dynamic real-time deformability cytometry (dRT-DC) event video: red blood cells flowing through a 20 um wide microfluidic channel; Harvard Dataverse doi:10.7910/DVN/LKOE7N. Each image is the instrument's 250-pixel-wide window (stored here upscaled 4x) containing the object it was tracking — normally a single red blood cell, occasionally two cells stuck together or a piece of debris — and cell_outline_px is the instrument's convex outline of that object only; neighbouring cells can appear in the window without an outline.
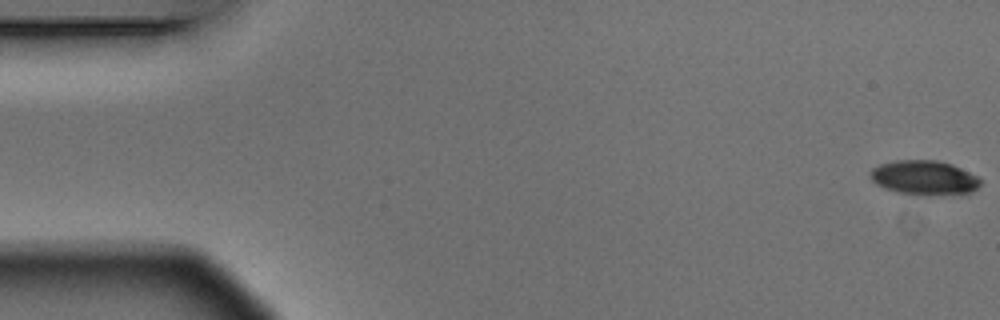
{"species": "Egyptian fruit bat (a non-hibernating species)", "species_latin": "Rousettus aegyptiacus", "temperature_condition": "warm", "stored_images_in_passage": 5, "camera_frame_rate_fps": 3000, "um_per_image_px": 0.085, "animal": {"sex": "male"}, "frame": {"image": 1, "passage_image": 1, "time_ms": 0.0, "image_size_px": [1000, 320], "cell_outline_px": [[980, 184], [972, 192], [960, 196], [924, 196], [896, 192], [884, 188], [876, 184], [872, 180], [872, 168], [880, 164], [896, 160], [936, 160], [952, 164], [976, 176], [980, 180]], "centroid_in_image_um": [78.59, 15.14], "position_along_channel_um": 6.4, "area_um2": 22.48}}
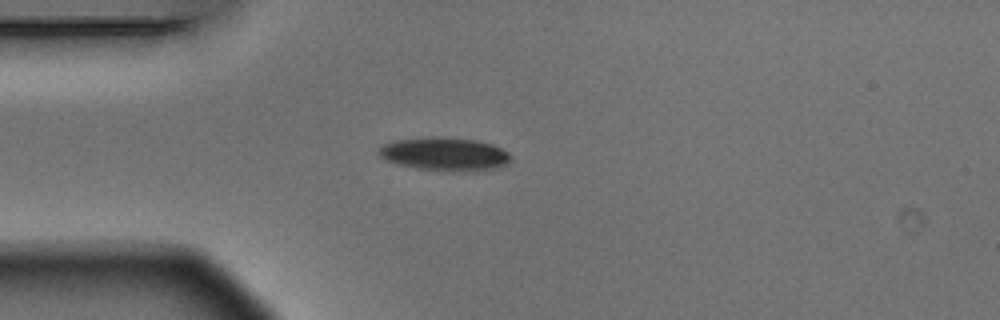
{"frame": {"image": 2, "passage_image": 5, "time_ms": 1.333, "image_size_px": [1000, 320], "cell_outline_px": [[512, 160], [508, 164], [500, 168], [420, 168], [400, 164], [388, 160], [380, 156], [376, 152], [384, 144], [396, 140], [476, 140], [492, 144], [508, 152], [512, 156]], "centroid_in_image_um": [37.85, 13.09], "position_along_channel_um": 47.1, "area_um2": 23.24}}